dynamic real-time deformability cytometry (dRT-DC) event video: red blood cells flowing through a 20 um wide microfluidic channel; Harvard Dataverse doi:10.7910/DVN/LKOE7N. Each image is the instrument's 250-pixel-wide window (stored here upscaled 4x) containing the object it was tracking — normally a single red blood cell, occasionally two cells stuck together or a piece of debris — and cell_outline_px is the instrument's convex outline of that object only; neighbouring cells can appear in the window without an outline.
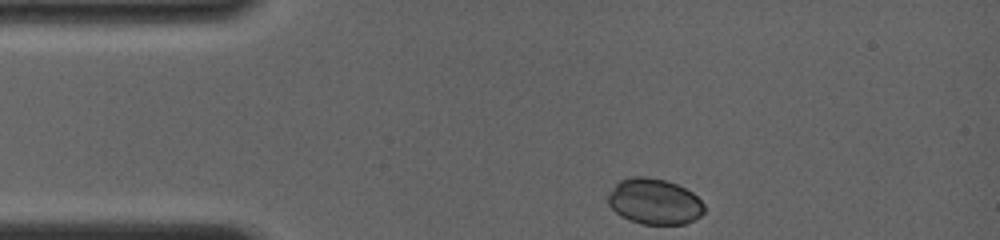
{"species": "common noctule bat (a hibernating species)", "species_latin": "Nyctalus noctula", "temperature_condition": "room temperature", "stored_images_in_passage": 37, "camera_frame_rate_fps": 4000, "um_per_image_px": 0.085, "animal": {"sex": "female", "body_mass_g": 19.0, "forearm_length_mm": 56.7}, "frame": {"image": 1, "passage_image": 1, "time_ms": 0.0, "image_size_px": [1000, 240], "cell_outline_px": [[704, 212], [700, 216], [684, 224], [640, 224], [628, 220], [620, 216], [608, 204], [608, 196], [616, 184], [620, 180], [632, 176], [648, 176], [664, 180], [676, 184], [692, 192], [704, 204]], "centroid_in_image_um": [55.61, 17.13], "position_along_channel_um": 29.4, "area_um2": 25.61}}
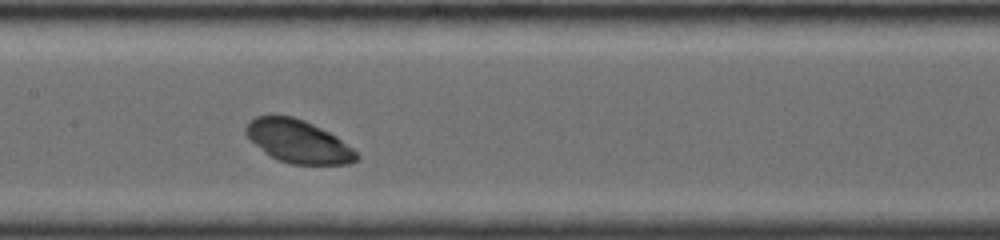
{"frame": {"image": 2, "passage_image": 16, "time_ms": 5.0, "image_size_px": [1000, 240], "cell_outline_px": [[360, 160], [348, 164], [292, 164], [280, 160], [264, 152], [244, 132], [244, 128], [256, 116], [292, 116], [304, 120], [336, 136], [352, 148], [360, 156]], "centroid_in_image_um": [25.38, 12.03], "position_along_channel_um": 182.0, "area_um2": 27.22}}
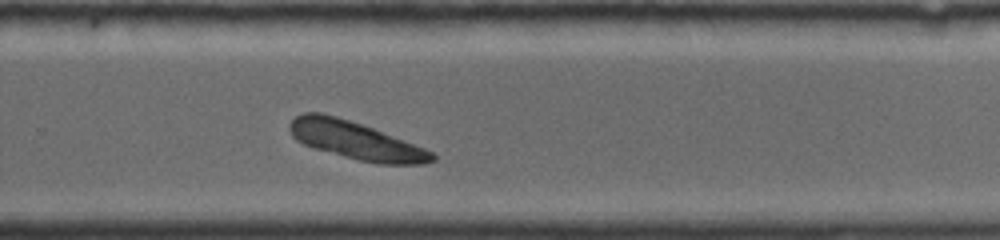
{"frame": {"image": 3, "passage_image": 25, "time_ms": 8.0, "image_size_px": [1000, 240], "cell_outline_px": [[436, 160], [424, 164], [380, 164], [360, 160], [312, 148], [296, 140], [292, 136], [288, 128], [288, 124], [296, 116], [304, 112], [320, 112], [336, 116], [372, 128], [404, 140], [424, 148], [432, 152], [436, 156]], "centroid_in_image_um": [30.2, 11.94], "position_along_channel_um": 299.6, "area_um2": 31.15}}